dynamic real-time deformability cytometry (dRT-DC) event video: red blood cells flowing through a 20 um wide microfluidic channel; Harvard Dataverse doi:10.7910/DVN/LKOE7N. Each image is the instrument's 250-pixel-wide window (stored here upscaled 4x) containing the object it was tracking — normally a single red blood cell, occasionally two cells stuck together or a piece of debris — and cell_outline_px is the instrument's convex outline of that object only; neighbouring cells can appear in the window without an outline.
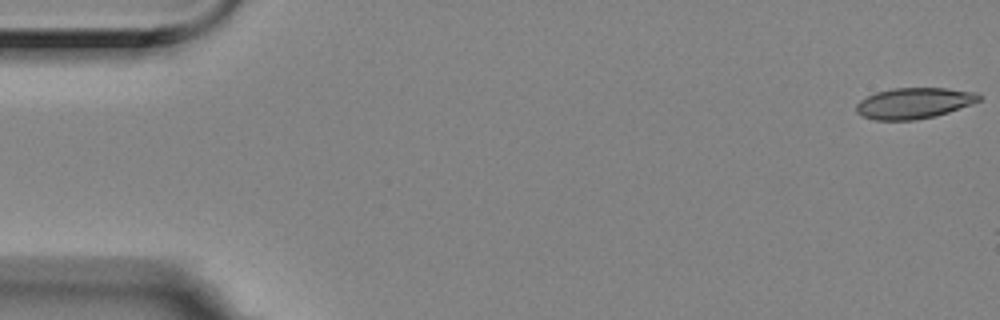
{"species": "Egyptian fruit bat (a non-hibernating species)", "species_latin": "Rousettus aegyptiacus", "temperature_condition": "room temperature", "stored_images_in_passage": 6, "camera_frame_rate_fps": 3000, "um_per_image_px": 0.085, "animal": {"sex": "female"}, "frame": {"image": 1, "passage_image": 1, "time_ms": 0.0, "image_size_px": [1000, 320], "cell_outline_px": [[980, 100], [948, 112], [936, 116], [916, 120], [876, 120], [860, 116], [856, 112], [856, 104], [860, 100], [876, 92], [892, 88], [944, 88], [976, 92], [980, 96]], "centroid_in_image_um": [77.64, 8.77], "position_along_channel_um": 7.4, "area_um2": 22.02}}